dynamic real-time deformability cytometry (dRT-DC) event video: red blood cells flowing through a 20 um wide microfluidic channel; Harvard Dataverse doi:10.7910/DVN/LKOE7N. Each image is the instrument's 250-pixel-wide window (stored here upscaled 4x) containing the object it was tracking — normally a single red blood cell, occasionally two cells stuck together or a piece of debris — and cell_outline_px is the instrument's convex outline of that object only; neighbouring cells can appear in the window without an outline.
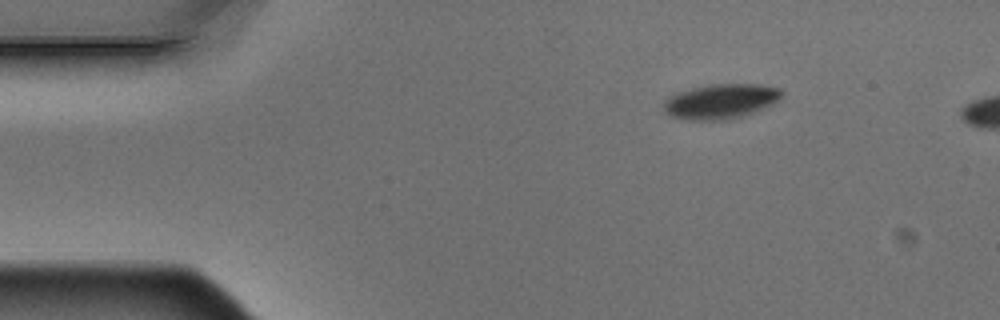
{"species": "Egyptian fruit bat (a non-hibernating species)", "species_latin": "Rousettus aegyptiacus", "temperature_condition": "warm", "stored_images_in_passage": 4, "camera_frame_rate_fps": 3000, "um_per_image_px": 0.085, "animal": {"sex": "male"}, "frame": {"image": 1, "passage_image": 1, "time_ms": 0.0, "image_size_px": [1000, 320], "cell_outline_px": [[784, 92], [772, 104], [752, 112], [740, 116], [724, 120], [684, 120], [672, 116], [664, 112], [664, 100], [668, 96], [676, 92], [708, 84], [760, 84], [780, 88]], "centroid_in_image_um": [61.2, 8.6], "position_along_channel_um": 23.8, "area_um2": 23.93}}